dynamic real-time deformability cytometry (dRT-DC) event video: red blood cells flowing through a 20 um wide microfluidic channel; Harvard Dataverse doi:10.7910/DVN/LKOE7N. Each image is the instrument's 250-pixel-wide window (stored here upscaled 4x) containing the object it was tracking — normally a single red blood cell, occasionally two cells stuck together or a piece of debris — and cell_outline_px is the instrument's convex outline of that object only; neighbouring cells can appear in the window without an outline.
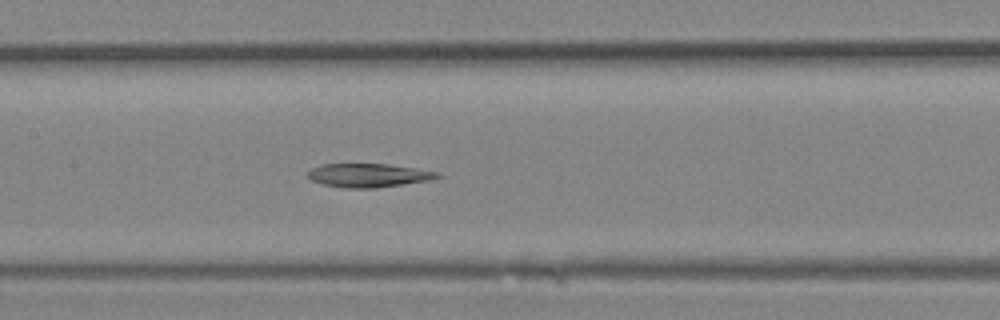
{"species": "Egyptian fruit bat (a non-hibernating species)", "species_latin": "Rousettus aegyptiacus", "temperature_condition": "room temperature", "stored_images_in_passage": 18, "camera_frame_rate_fps": 3000, "um_per_image_px": 0.085, "animal": {"sex": "female"}, "frame": {"image": 1, "passage_image": 13, "time_ms": 4.0, "image_size_px": [1000, 320], "cell_outline_px": [[440, 176], [432, 180], [376, 188], [344, 188], [320, 184], [312, 180], [308, 176], [308, 172], [312, 168], [320, 164], [388, 164], [440, 172]], "centroid_in_image_um": [31.32, 14.91], "position_along_channel_um": 176.1, "area_um2": 17.92}}
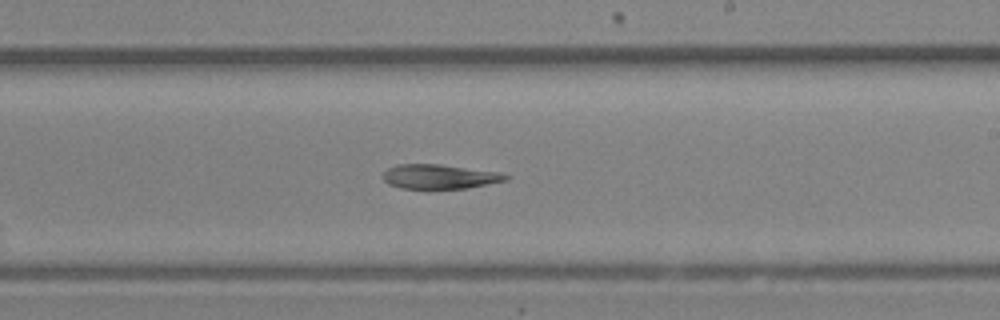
{"frame": {"image": 2, "passage_image": 16, "time_ms": 5.0, "image_size_px": [1000, 320], "cell_outline_px": [[512, 176], [508, 180], [468, 188], [400, 188], [388, 184], [384, 180], [384, 172], [388, 168], [396, 164], [440, 164], [500, 172]], "centroid_in_image_um": [37.4, 15.0], "position_along_channel_um": 251.6, "area_um2": 17.51}}
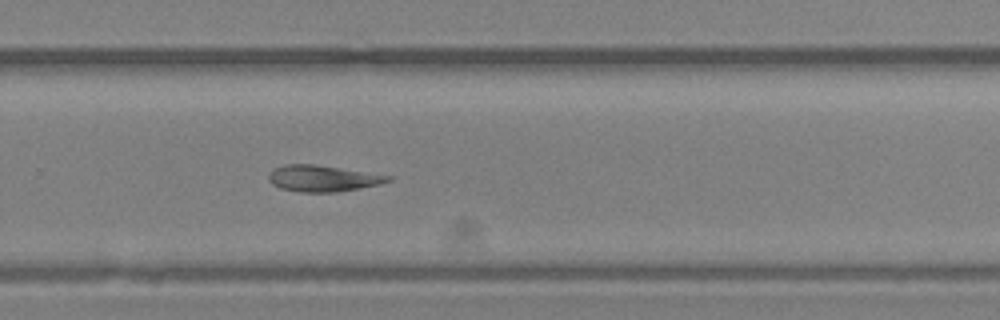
{"frame": {"image": 3, "passage_image": 18, "time_ms": 5.667, "image_size_px": [1000, 320], "cell_outline_px": [[392, 180], [380, 184], [360, 188], [336, 192], [300, 192], [280, 188], [272, 184], [268, 180], [268, 176], [276, 168], [284, 164], [312, 164], [392, 176]], "centroid_in_image_um": [27.42, 15.17], "position_along_channel_um": 302.4, "area_um2": 18.03}}